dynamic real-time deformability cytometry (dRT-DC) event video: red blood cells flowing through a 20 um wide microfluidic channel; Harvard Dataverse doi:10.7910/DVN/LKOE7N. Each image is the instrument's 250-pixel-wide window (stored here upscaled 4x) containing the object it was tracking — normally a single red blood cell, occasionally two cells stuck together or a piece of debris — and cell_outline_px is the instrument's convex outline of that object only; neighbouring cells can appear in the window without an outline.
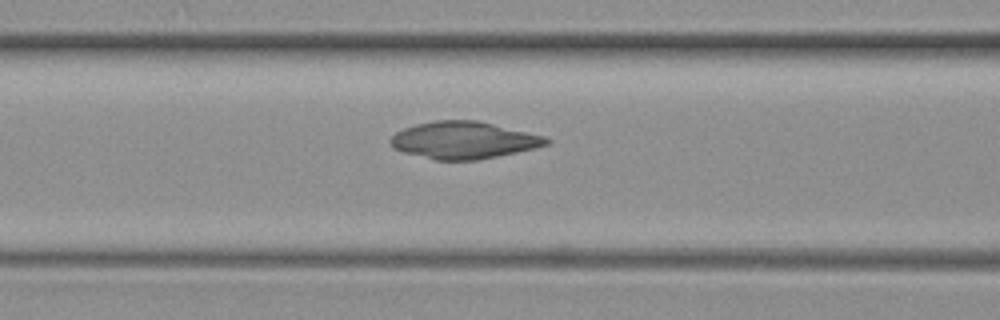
{"species": "common noctule bat (a hibernating species)", "species_latin": "Nyctalus noctula", "temperature_condition": "warm", "stored_images_in_passage": 35, "camera_frame_rate_fps": 3000, "um_per_image_px": 0.085, "animal": {"sex": "female", "body_mass_g": 19.3, "forearm_length_mm": 54.1}, "frame": {"image": 1, "passage_image": 6, "time_ms": 1.667, "image_size_px": [1000, 320], "cell_outline_px": [[552, 140], [548, 144], [536, 148], [476, 160], [436, 160], [404, 152], [396, 148], [392, 144], [392, 136], [396, 132], [404, 128], [416, 124], [436, 120], [476, 120], [544, 136]], "centroid_in_image_um": [39.44, 11.91], "position_along_channel_um": 127.2, "area_um2": 33.23}}
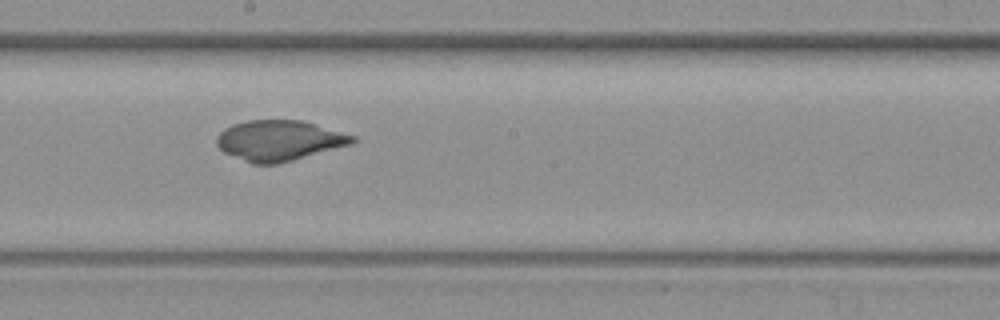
{"frame": {"image": 2, "passage_image": 15, "time_ms": 4.667, "image_size_px": [1000, 320], "cell_outline_px": [[356, 140], [352, 144], [292, 160], [276, 164], [252, 164], [224, 152], [216, 144], [216, 140], [220, 132], [224, 128], [232, 124], [248, 120], [304, 120], [356, 136]], "centroid_in_image_um": [23.73, 11.93], "position_along_channel_um": 224.5, "area_um2": 31.96}}
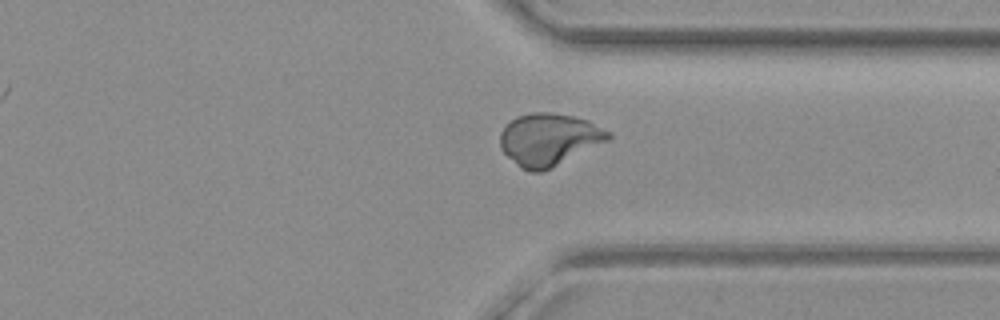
{"frame": {"image": 3, "passage_image": 28, "time_ms": 9.0, "image_size_px": [1000, 320], "cell_outline_px": [[612, 136], [608, 140], [544, 172], [528, 172], [520, 168], [500, 148], [500, 132], [516, 116], [532, 112], [552, 112], [572, 116], [588, 120], [612, 132]], "centroid_in_image_um": [46.66, 11.86], "position_along_channel_um": 364.7, "area_um2": 33.0}}